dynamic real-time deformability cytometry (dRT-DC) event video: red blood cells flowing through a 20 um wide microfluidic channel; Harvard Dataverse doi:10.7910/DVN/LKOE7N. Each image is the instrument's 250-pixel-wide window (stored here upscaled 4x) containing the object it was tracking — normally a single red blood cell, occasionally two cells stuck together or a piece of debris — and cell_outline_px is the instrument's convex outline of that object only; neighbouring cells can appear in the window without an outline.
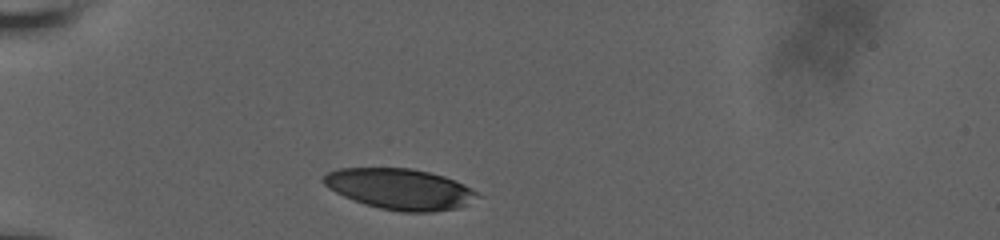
{"species": "human", "species_latin": "Homo sapiens", "temperature_condition": "room temperature", "stored_images_in_passage": 33, "camera_frame_rate_fps": 3000, "um_per_image_px": 0.085, "donor": {"sex": "male"}, "frame": {"image": 1, "passage_image": 1, "time_ms": 0.0, "image_size_px": [1000, 240], "cell_outline_px": [[484, 196], [460, 208], [432, 212], [404, 212], [380, 208], [364, 204], [344, 196], [328, 188], [320, 180], [328, 172], [340, 168], [412, 168], [432, 172], [456, 180], [472, 188]], "centroid_in_image_um": [34.06, 16.07], "position_along_channel_um": 50.9, "area_um2": 37.05}}
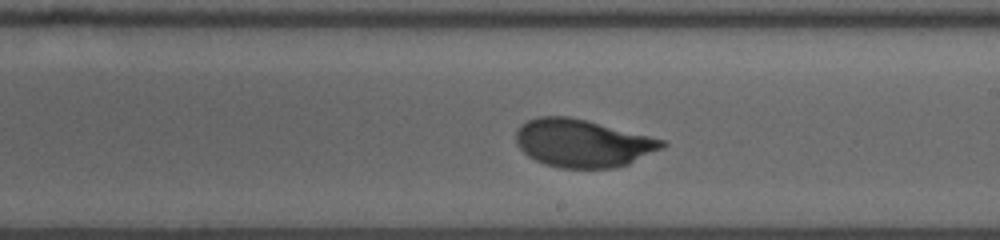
{"frame": {"image": 2, "passage_image": 19, "time_ms": 6.0, "image_size_px": [1000, 240], "cell_outline_px": [[668, 144], [664, 148], [628, 164], [616, 168], [560, 168], [544, 164], [528, 156], [516, 144], [516, 128], [520, 124], [536, 116], [568, 116], [664, 140]], "centroid_in_image_um": [49.49, 12.18], "position_along_channel_um": 239.5, "area_um2": 40.63}}
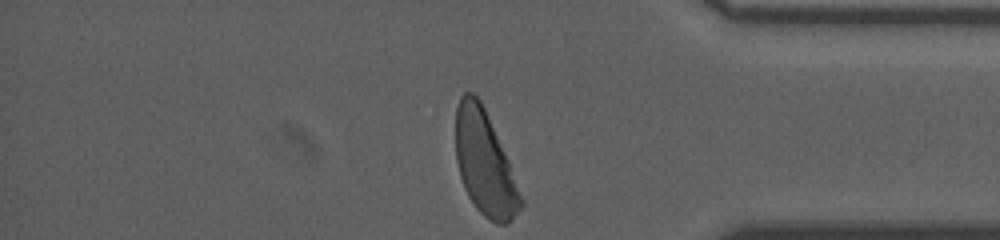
{"frame": {"image": 3, "passage_image": 33, "time_ms": 10.667, "image_size_px": [1000, 240], "cell_outline_px": [[524, 204], [508, 224], [496, 224], [488, 220], [476, 208], [468, 196], [464, 188], [460, 176], [456, 160], [456, 108], [460, 96], [464, 92], [472, 92], [480, 100], [484, 108], [508, 160], [524, 200]], "centroid_in_image_um": [41.2, 13.91], "position_along_channel_um": 394.0, "area_um2": 39.3}, "authors_computed_cell_mechanics": {"area_um2": 40.6912, "velocity_mm_per_s": 3.6117, "shape_relaxation_time_tau1_ms": 2.7107, "shape_relaxation_time_tau2_ms": null, "deformation_change_tau1": 0.1669, "deformation_change_tau2": null}}